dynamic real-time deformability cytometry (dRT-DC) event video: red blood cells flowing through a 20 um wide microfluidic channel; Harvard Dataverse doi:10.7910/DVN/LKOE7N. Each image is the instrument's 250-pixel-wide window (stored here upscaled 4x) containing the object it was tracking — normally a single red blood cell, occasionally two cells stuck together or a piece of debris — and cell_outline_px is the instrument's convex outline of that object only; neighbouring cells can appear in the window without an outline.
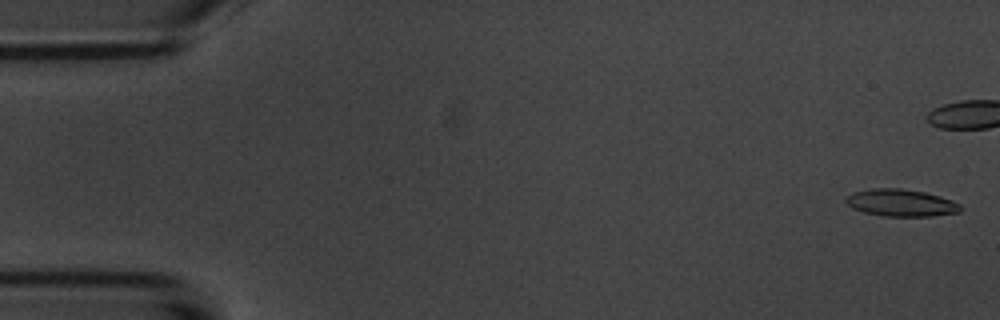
{"species": "common noctule bat (a hibernating species)", "species_latin": "Nyctalus noctula", "temperature_condition": "room temperature", "stored_images_in_passage": 4, "camera_frame_rate_fps": 3000, "um_per_image_px": 0.085, "animal": {"sex": "male", "body_mass_g": 20.1, "forearm_length_mm": 53.5}, "frame": {"image": 1, "passage_image": 1, "time_ms": 0.0, "image_size_px": [1000, 320], "cell_outline_px": [[960, 212], [932, 216], [884, 216], [864, 212], [852, 208], [844, 200], [852, 192], [872, 188], [900, 188], [924, 192], [940, 196], [952, 200], [960, 204]], "centroid_in_image_um": [76.57, 17.23], "position_along_channel_um": 8.4, "area_um2": 18.09}}